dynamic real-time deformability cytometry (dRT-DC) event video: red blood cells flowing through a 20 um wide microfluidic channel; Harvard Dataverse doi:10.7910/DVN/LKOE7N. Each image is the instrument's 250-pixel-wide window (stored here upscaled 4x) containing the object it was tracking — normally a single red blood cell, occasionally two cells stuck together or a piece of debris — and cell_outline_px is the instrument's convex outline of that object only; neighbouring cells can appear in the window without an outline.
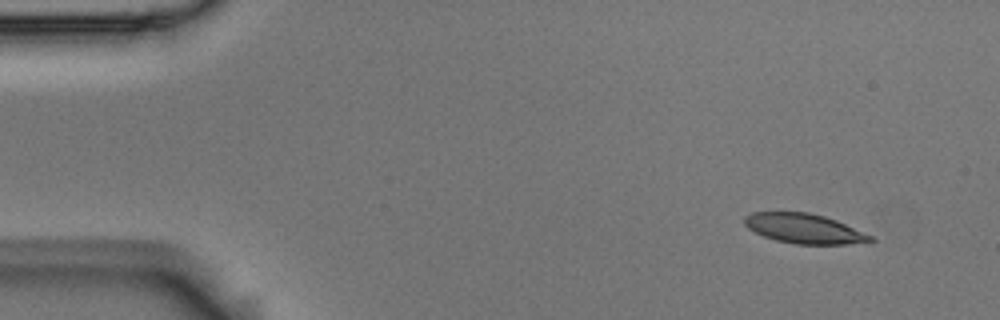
{"species": "Egyptian fruit bat (a non-hibernating species)", "species_latin": "Rousettus aegyptiacus", "temperature_condition": "room temperature", "stored_images_in_passage": 4, "camera_frame_rate_fps": 3000, "um_per_image_px": 0.085, "animal": {"sex": "male"}, "frame": {"image": 1, "passage_image": 1, "time_ms": 0.0, "image_size_px": [1000, 320], "cell_outline_px": [[876, 240], [872, 244], [796, 244], [776, 240], [764, 236], [748, 228], [744, 224], [744, 216], [752, 212], [808, 212], [824, 216], [836, 220], [872, 236]], "centroid_in_image_um": [68.41, 19.44], "position_along_channel_um": 16.6, "area_um2": 21.96}}
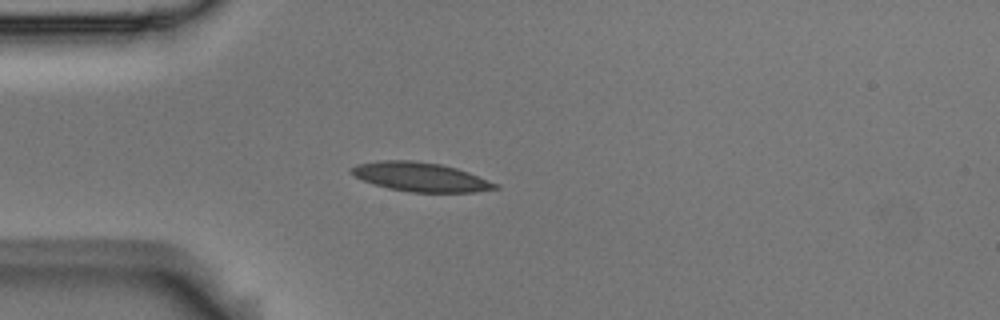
{"frame": {"image": 2, "passage_image": 4, "time_ms": 1.0, "image_size_px": [1000, 320], "cell_outline_px": [[500, 188], [476, 192], [412, 192], [388, 188], [364, 180], [348, 172], [348, 168], [356, 164], [380, 160], [412, 160], [440, 164], [456, 168], [468, 172], [500, 184]], "centroid_in_image_um": [35.75, 15.03], "position_along_channel_um": 49.2, "area_um2": 24.39}}